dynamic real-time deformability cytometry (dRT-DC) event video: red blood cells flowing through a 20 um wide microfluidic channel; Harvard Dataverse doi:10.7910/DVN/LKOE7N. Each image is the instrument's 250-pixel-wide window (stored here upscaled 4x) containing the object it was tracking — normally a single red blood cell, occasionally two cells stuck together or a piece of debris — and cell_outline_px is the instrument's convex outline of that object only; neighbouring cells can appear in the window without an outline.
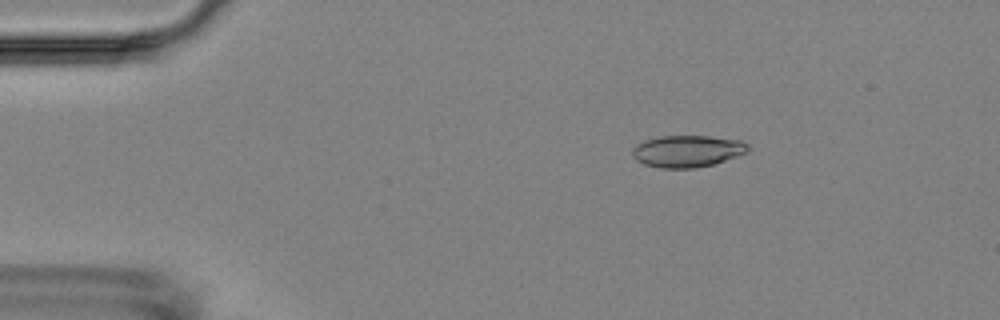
{"species": "Egyptian fruit bat (a non-hibernating species)", "species_latin": "Rousettus aegyptiacus", "temperature_condition": "room temperature", "stored_images_in_passage": 3, "camera_frame_rate_fps": 3000, "um_per_image_px": 0.085, "animal": {"sex": "female"}, "frame": {"image": 1, "passage_image": 1, "time_ms": 0.0, "image_size_px": [1000, 320], "cell_outline_px": [[748, 152], [712, 164], [696, 168], [660, 168], [644, 164], [636, 160], [632, 156], [632, 148], [636, 144], [644, 140], [660, 136], [708, 136], [740, 140], [748, 144]], "centroid_in_image_um": [58.38, 12.84], "position_along_channel_um": 26.6, "area_um2": 21.44}}